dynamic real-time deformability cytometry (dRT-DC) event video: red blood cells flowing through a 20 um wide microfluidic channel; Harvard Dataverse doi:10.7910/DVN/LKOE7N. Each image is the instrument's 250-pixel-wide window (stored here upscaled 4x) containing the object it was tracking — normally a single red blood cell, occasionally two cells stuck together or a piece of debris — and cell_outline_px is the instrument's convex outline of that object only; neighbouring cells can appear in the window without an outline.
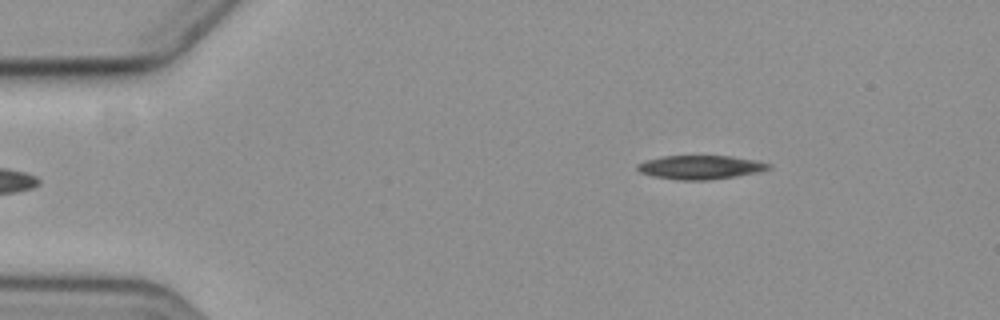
{"species": "common noctule bat (a hibernating species)", "species_latin": "Nyctalus noctula", "temperature_condition": "cold", "stored_images_in_passage": 6, "camera_frame_rate_fps": 3000, "um_per_image_px": 0.085, "animal": {"sex": "female", "body_mass_g": 19.3, "forearm_length_mm": 54.1}, "frame": {"image": 1, "passage_image": 6, "time_ms": 6.667, "image_size_px": [1000, 320], "cell_outline_px": [[772, 168], [760, 172], [736, 176], [708, 180], [680, 180], [652, 176], [640, 172], [636, 168], [636, 164], [644, 160], [660, 156], [732, 156], [756, 160], [772, 164]], "centroid_in_image_um": [59.54, 14.21], "position_along_channel_um": 25.5, "area_um2": 18.44}}